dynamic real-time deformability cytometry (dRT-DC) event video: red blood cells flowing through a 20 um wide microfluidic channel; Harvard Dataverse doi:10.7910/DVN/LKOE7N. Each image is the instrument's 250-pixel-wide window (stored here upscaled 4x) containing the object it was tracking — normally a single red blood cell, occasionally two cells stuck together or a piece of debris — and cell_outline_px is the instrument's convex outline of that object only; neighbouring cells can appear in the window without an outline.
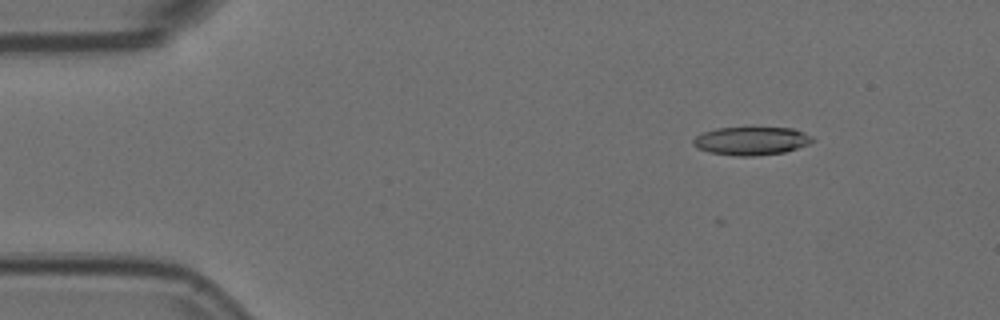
{"species": "Egyptian fruit bat (a non-hibernating species)", "species_latin": "Rousettus aegyptiacus", "temperature_condition": "room temperature", "stored_images_in_passage": 9, "camera_frame_rate_fps": 3000, "um_per_image_px": 0.085, "animal": {"sex": "female"}, "frame": {"image": 1, "passage_image": 2, "time_ms": 0.333, "image_size_px": [1000, 320], "cell_outline_px": [[816, 140], [808, 144], [784, 152], [752, 156], [736, 156], [708, 152], [696, 148], [692, 144], [692, 140], [696, 136], [704, 132], [716, 128], [792, 128], [804, 132], [812, 136]], "centroid_in_image_um": [63.84, 11.98], "position_along_channel_um": 21.2, "area_um2": 19.59}}
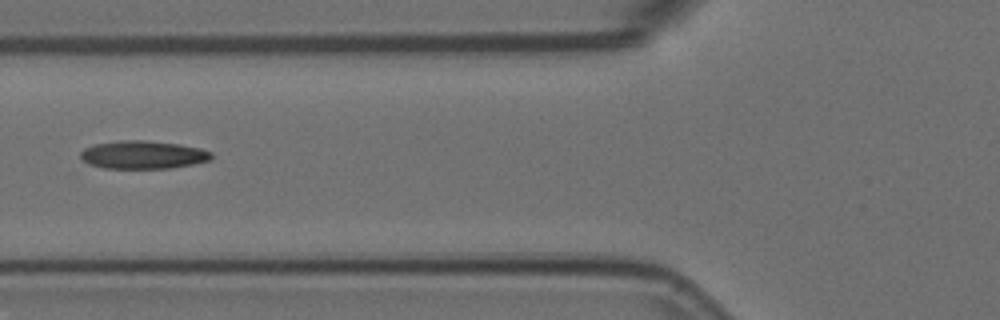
{"frame": {"image": 2, "passage_image": 6, "time_ms": 1.667, "image_size_px": [1000, 320], "cell_outline_px": [[212, 156], [208, 160], [192, 164], [168, 168], [104, 168], [88, 164], [80, 156], [80, 152], [84, 148], [96, 144], [120, 140], [144, 140], [180, 144], [200, 148], [212, 152]], "centroid_in_image_um": [12.13, 13.15], "position_along_channel_um": 113.7, "area_um2": 21.27}}
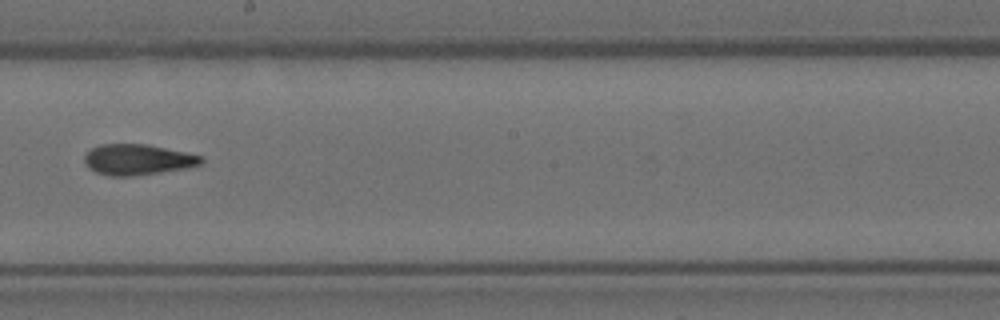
{"frame": {"image": 3, "passage_image": 9, "time_ms": 2.667, "image_size_px": [1000, 320], "cell_outline_px": [[204, 160], [200, 164], [184, 168], [128, 176], [108, 176], [96, 172], [88, 168], [84, 160], [84, 156], [92, 148], [100, 144], [144, 144], [204, 156]], "centroid_in_image_um": [11.66, 13.56], "position_along_channel_um": 236.5, "area_um2": 20.52}}